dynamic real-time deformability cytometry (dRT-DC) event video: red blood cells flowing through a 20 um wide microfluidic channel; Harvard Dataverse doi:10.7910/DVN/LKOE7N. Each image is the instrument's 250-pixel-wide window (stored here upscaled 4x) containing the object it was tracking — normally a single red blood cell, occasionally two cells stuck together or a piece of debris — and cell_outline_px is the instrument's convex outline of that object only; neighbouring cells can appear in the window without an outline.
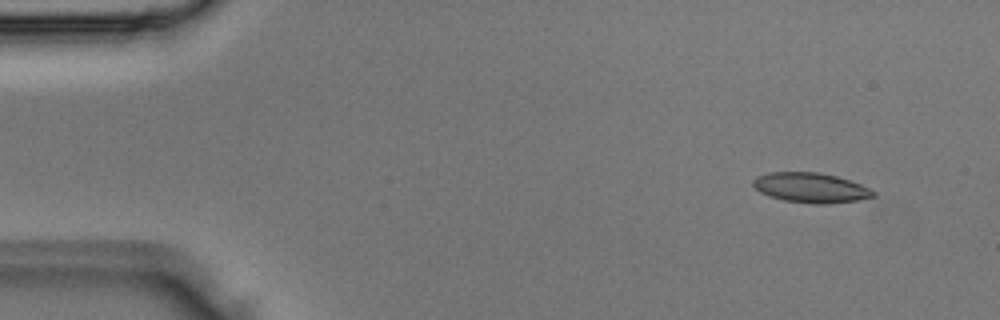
{"species": "Egyptian fruit bat (a non-hibernating species)", "species_latin": "Rousettus aegyptiacus", "temperature_condition": "room temperature", "stored_images_in_passage": 5, "segment_of_instrument_passage": [2, 2], "camera_frame_rate_fps": 3000, "um_per_image_px": 0.085, "animal": {"sex": "male"}, "frame": {"image": 1, "passage_image": 5, "time_ms": 1.333, "image_size_px": [1000, 320], "cell_outline_px": [[876, 196], [860, 200], [824, 204], [816, 204], [784, 200], [760, 192], [752, 184], [752, 180], [756, 176], [768, 172], [820, 172], [836, 176], [860, 184], [876, 192]], "centroid_in_image_um": [68.92, 15.95], "position_along_channel_um": 16.1, "area_um2": 20.87}}